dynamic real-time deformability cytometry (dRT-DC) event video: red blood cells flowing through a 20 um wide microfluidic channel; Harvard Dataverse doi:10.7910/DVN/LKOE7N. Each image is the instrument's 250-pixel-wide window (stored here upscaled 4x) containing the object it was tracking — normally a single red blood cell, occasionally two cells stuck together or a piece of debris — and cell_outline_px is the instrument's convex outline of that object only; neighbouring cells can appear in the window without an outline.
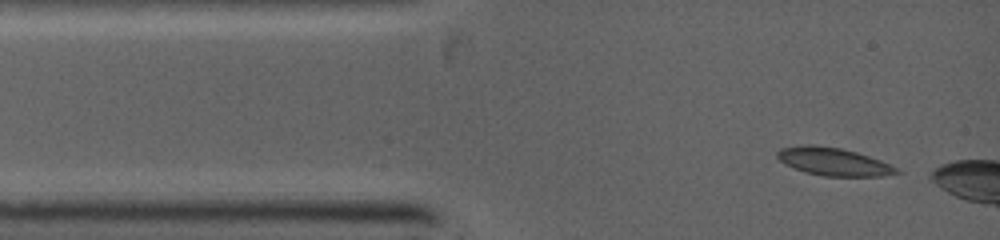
{"species": "common noctule bat (a hibernating species)", "species_latin": "Nyctalus noctula", "temperature_condition": "warm", "stored_images_in_passage": 9, "camera_frame_rate_fps": 5000, "um_per_image_px": 0.085, "animal": {"sex": "female", "body_mass_g": 19.0, "forearm_length_mm": 53.3}, "frame": {"image": 1, "passage_image": 1, "time_ms": 0.0, "image_size_px": [1000, 240], "cell_outline_px": [[904, 172], [880, 176], [824, 176], [804, 172], [784, 164], [776, 156], [776, 152], [780, 148], [808, 144], [816, 144], [840, 148], [856, 152], [880, 160]], "centroid_in_image_um": [70.8, 13.73], "position_along_channel_um": 14.2, "area_um2": 19.36}}
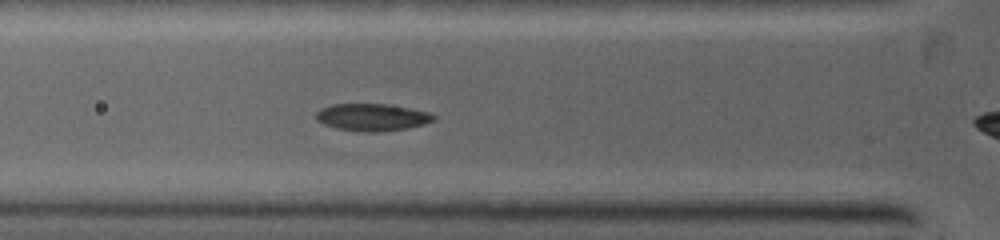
{"frame": {"image": 2, "passage_image": 7, "time_ms": 2.6, "image_size_px": [1000, 240], "cell_outline_px": [[436, 120], [424, 124], [404, 128], [376, 132], [364, 132], [336, 128], [324, 124], [316, 120], [316, 112], [320, 108], [332, 104], [384, 104], [408, 108], [428, 112], [436, 116]], "centroid_in_image_um": [31.6, 9.96], "position_along_channel_um": 94.2, "area_um2": 18.5}}